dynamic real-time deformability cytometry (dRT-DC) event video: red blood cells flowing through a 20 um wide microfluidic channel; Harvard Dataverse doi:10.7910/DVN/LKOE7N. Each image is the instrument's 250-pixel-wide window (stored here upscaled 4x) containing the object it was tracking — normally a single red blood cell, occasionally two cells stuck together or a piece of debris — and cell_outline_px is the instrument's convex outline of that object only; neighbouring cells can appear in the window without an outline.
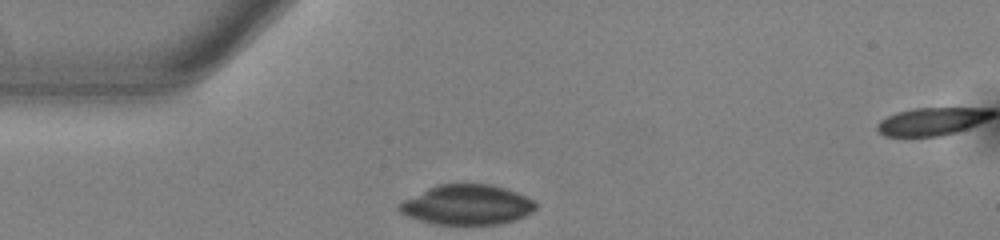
{"species": "common noctule bat (a hibernating species)", "species_latin": "Nyctalus noctula", "temperature_condition": "warm", "stored_images_in_passage": 31, "camera_frame_rate_fps": 3000, "um_per_image_px": 0.085, "animal": {"sex": "male", "body_mass_g": 13.0, "forearm_length_mm": 53.1}, "frame": {"image": 1, "passage_image": 1, "time_ms": 0.0, "image_size_px": [1000, 240], "cell_outline_px": [[536, 208], [532, 212], [516, 220], [500, 224], [432, 224], [408, 216], [400, 212], [396, 208], [404, 200], [428, 188], [440, 184], [488, 184], [504, 188], [516, 192], [532, 200], [536, 204]], "centroid_in_image_um": [39.69, 17.41], "position_along_channel_um": 45.3, "area_um2": 31.5}}
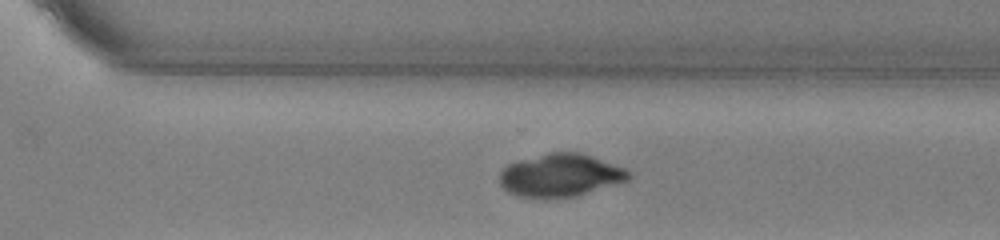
{"frame": {"image": 2, "passage_image": 24, "time_ms": 7.667, "image_size_px": [1000, 240], "cell_outline_px": [[632, 176], [628, 180], [576, 196], [516, 196], [508, 192], [500, 184], [500, 172], [508, 164], [520, 160], [548, 152], [580, 152], [592, 156], [624, 168], [632, 172]], "centroid_in_image_um": [47.65, 14.87], "position_along_channel_um": 323.0, "area_um2": 31.73}}
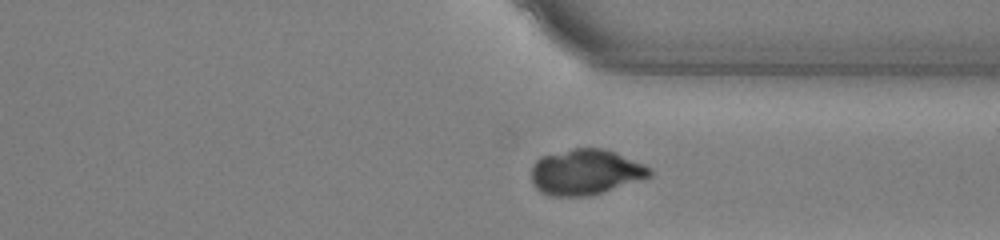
{"frame": {"image": 3, "passage_image": 27, "time_ms": 8.667, "image_size_px": [1000, 240], "cell_outline_px": [[652, 176], [604, 192], [588, 196], [548, 196], [540, 192], [532, 184], [532, 164], [540, 156], [572, 148], [600, 148], [616, 152], [644, 164], [652, 168]], "centroid_in_image_um": [49.76, 14.63], "position_along_channel_um": 361.6, "area_um2": 31.73}}